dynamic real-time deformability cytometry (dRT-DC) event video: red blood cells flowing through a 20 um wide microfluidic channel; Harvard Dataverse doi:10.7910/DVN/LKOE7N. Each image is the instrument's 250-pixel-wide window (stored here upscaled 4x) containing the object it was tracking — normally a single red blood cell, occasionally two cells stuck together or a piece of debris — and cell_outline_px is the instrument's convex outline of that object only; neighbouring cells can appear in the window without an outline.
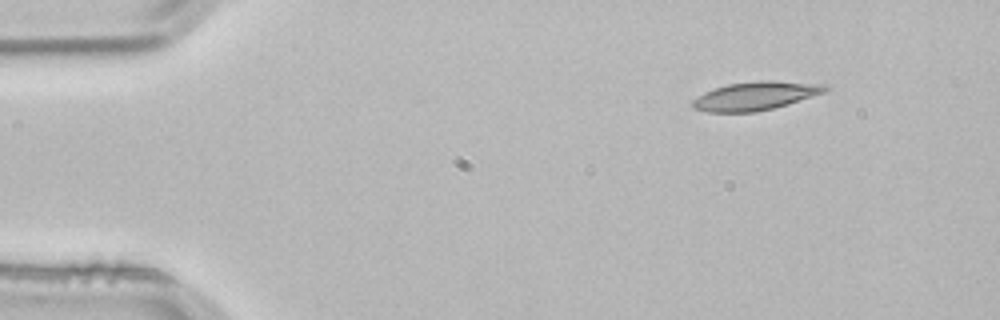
{"species": "common noctule bat (a hibernating species)", "species_latin": "Nyctalus noctula", "temperature_condition": "room temperature", "stored_images_in_passage": 3, "camera_frame_rate_fps": 3000, "um_per_image_px": 0.085, "animal": {"sex": "male", "body_mass_g": 21.5, "forearm_length_mm": 52.0}, "frame": {"image": 1, "passage_image": 1, "time_ms": 0.0, "image_size_px": [1000, 320], "cell_outline_px": [[828, 88], [824, 92], [788, 104], [756, 112], [708, 112], [692, 108], [692, 100], [704, 92], [728, 84], [760, 80], [768, 80], [828, 84]], "centroid_in_image_um": [64.21, 8.15], "position_along_channel_um": 20.8, "area_um2": 21.91}}
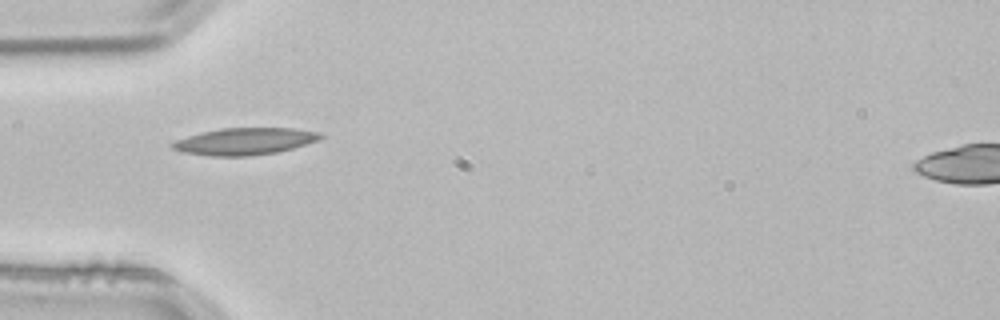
{"frame": {"image": 2, "passage_image": 3, "time_ms": 0.667, "image_size_px": [1000, 320], "cell_outline_px": [[324, 136], [316, 140], [292, 148], [276, 152], [248, 156], [212, 156], [184, 152], [172, 148], [168, 144], [176, 140], [188, 136], [220, 128], [296, 128], [320, 132]], "centroid_in_image_um": [20.79, 12.01], "position_along_channel_um": 64.2, "area_um2": 23.0}}